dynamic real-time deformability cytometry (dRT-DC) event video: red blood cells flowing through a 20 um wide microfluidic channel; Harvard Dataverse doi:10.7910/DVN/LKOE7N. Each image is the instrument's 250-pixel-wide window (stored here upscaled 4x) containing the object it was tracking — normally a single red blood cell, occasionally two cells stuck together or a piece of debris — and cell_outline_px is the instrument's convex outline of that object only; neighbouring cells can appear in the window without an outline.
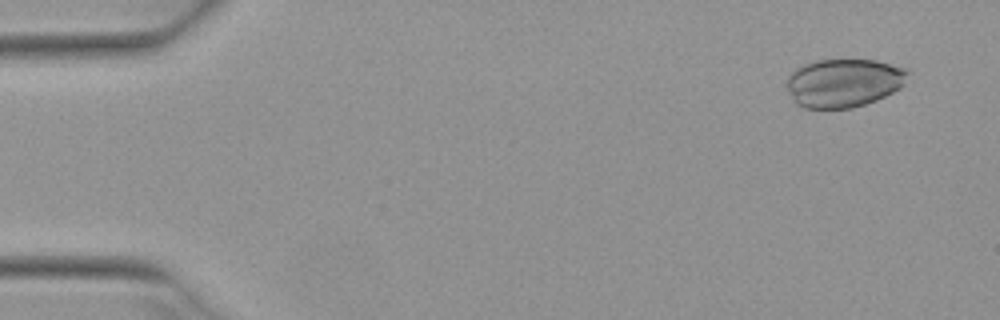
{"species": "Egyptian fruit bat (a non-hibernating species)", "species_latin": "Rousettus aegyptiacus", "temperature_condition": "warm", "stored_images_in_passage": 52, "camera_frame_rate_fps": 3000, "um_per_image_px": 0.085, "animal": {"sex": "female"}, "frame": {"image": 1, "passage_image": 4, "time_ms": 1.0, "image_size_px": [1000, 320], "cell_outline_px": [[908, 72], [904, 84], [900, 88], [876, 100], [852, 108], [804, 108], [796, 104], [788, 88], [788, 76], [796, 68], [804, 64], [816, 60], [876, 60], [908, 68]], "centroid_in_image_um": [71.74, 7.03], "position_along_channel_um": 13.3, "area_um2": 34.04}}
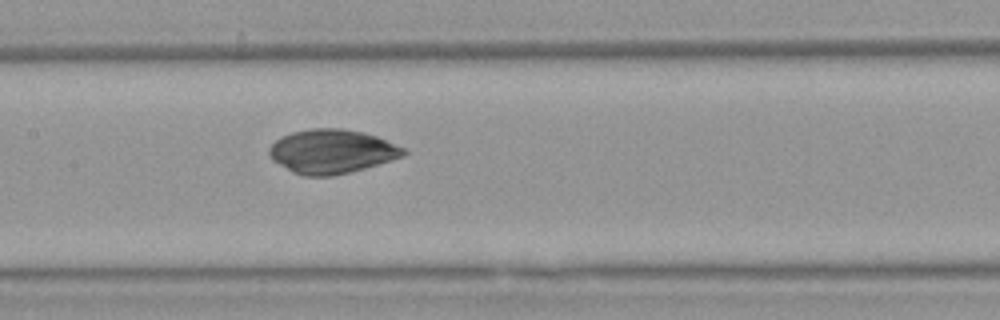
{"frame": {"image": 2, "passage_image": 26, "time_ms": 8.333, "image_size_px": [1000, 320], "cell_outline_px": [[408, 152], [404, 156], [364, 168], [332, 176], [304, 176], [292, 172], [272, 160], [268, 156], [268, 148], [280, 136], [292, 132], [312, 128], [340, 128], [364, 132], [376, 136], [404, 148]], "centroid_in_image_um": [28.16, 12.87], "position_along_channel_um": 179.2, "area_um2": 34.45}}
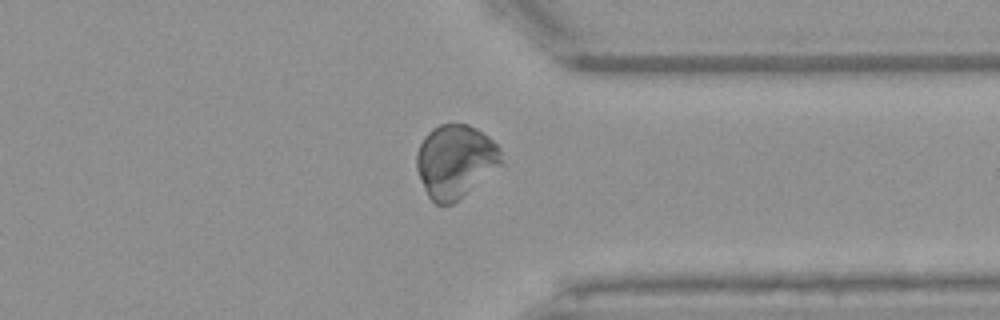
{"frame": {"image": 3, "passage_image": 41, "time_ms": 13.333, "image_size_px": [1000, 320], "cell_outline_px": [[504, 164], [452, 204], [436, 204], [428, 196], [424, 188], [416, 168], [416, 152], [424, 136], [432, 128], [440, 124], [468, 124], [476, 128], [488, 136], [500, 148]], "centroid_in_image_um": [38.71, 13.69], "position_along_channel_um": 372.7, "area_um2": 36.24}}